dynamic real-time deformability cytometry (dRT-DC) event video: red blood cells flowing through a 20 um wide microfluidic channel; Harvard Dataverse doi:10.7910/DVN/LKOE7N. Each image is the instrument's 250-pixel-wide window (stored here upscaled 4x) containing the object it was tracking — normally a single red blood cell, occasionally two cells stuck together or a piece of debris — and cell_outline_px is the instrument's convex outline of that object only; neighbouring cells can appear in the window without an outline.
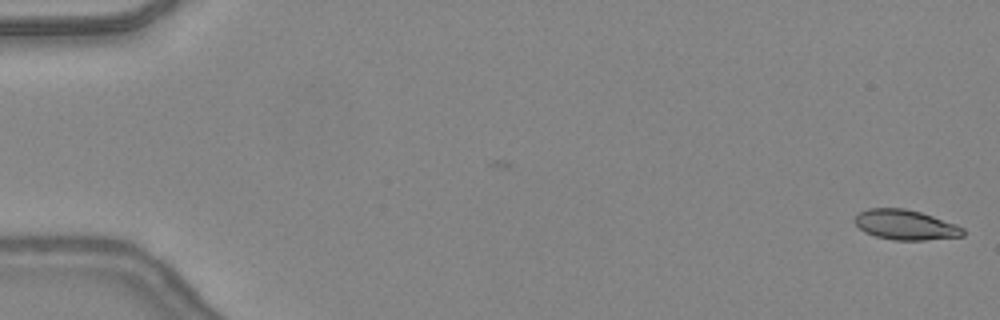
{"species": "common noctule bat (a hibernating species)", "species_latin": "Nyctalus noctula", "temperature_condition": "warm", "stored_images_in_passage": 47, "camera_frame_rate_fps": 3000, "um_per_image_px": 0.085, "animal": {"sex": "female", "body_mass_g": 24.6, "forearm_length_mm": 56.2}, "frame": {"image": 1, "passage_image": 1, "time_ms": 0.0, "image_size_px": [1000, 320], "cell_outline_px": [[964, 236], [924, 240], [896, 240], [876, 236], [864, 232], [852, 220], [860, 212], [868, 208], [904, 208], [920, 212], [956, 224], [964, 228]], "centroid_in_image_um": [76.96, 19.11], "position_along_channel_um": 8.0, "area_um2": 18.84}}
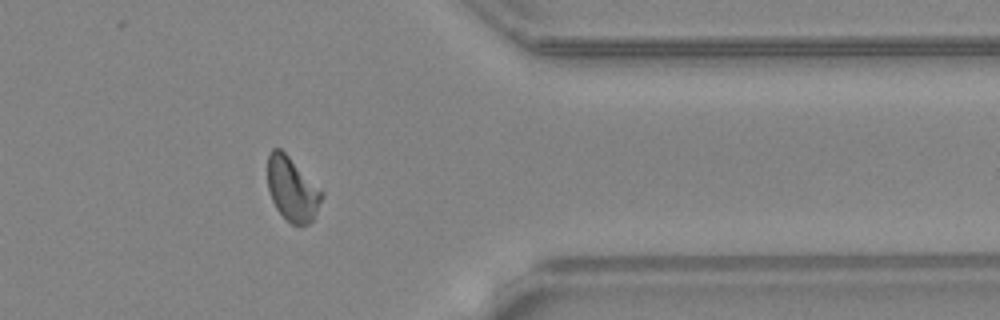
{"frame": {"image": 2, "passage_image": 39, "time_ms": 12.667, "image_size_px": [1000, 320], "cell_outline_px": [[324, 196], [312, 220], [308, 224], [292, 224], [276, 208], [272, 200], [268, 188], [268, 152], [272, 148], [280, 148], [324, 192]], "centroid_in_image_um": [24.83, 16.06], "position_along_channel_um": 386.6, "area_um2": 19.88}}
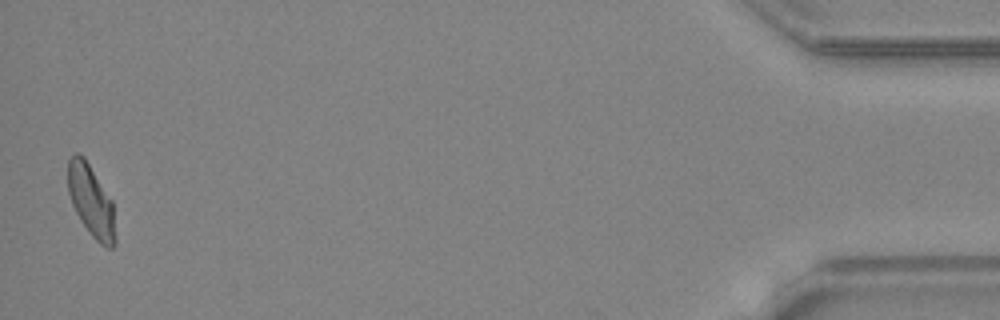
{"frame": {"image": 3, "passage_image": 47, "time_ms": 15.333, "image_size_px": [1000, 320], "cell_outline_px": [[116, 244], [112, 248], [108, 248], [100, 244], [92, 236], [80, 220], [72, 204], [68, 192], [68, 160], [76, 152], [80, 152], [84, 156], [112, 200], [116, 240]], "centroid_in_image_um": [7.75, 17.08], "position_along_channel_um": 427.5, "area_um2": 19.88}, "authors_computed_cell_mechanics": {"area_um2": 20.519, "velocity_mm_per_s": 4.3988, "shape_relaxation_time_tau1_ms": null, "shape_relaxation_time_tau2_ms": 1.6535, "deformation_change_tau1": null, "deformation_change_tau2": 0.089}}